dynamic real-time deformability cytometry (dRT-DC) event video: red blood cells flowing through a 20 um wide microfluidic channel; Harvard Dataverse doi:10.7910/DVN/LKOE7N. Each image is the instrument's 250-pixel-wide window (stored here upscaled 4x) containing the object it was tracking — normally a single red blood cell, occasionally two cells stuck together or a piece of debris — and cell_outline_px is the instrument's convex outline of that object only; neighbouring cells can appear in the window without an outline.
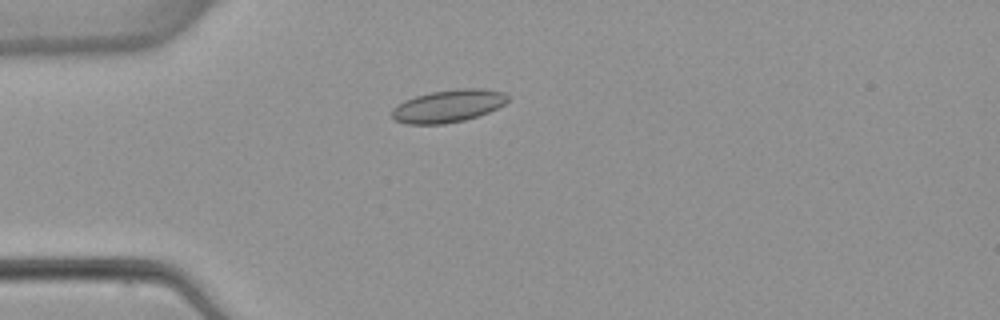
{"species": "common noctule bat (a hibernating species)", "species_latin": "Nyctalus noctula", "temperature_condition": "warm", "stored_images_in_passage": 4, "camera_frame_rate_fps": 3000, "um_per_image_px": 0.085, "animal": {"sex": "female", "body_mass_g": 22.7, "forearm_length_mm": 54.2}, "frame": {"image": 1, "passage_image": 3, "time_ms": 3.333, "image_size_px": [1000, 320], "cell_outline_px": [[508, 100], [504, 104], [488, 112], [464, 120], [444, 124], [408, 124], [396, 120], [392, 116], [392, 108], [404, 100], [416, 96], [432, 92], [456, 88], [480, 88], [504, 92], [508, 96]], "centroid_in_image_um": [38.09, 9.0], "position_along_channel_um": 46.9, "area_um2": 21.85}}